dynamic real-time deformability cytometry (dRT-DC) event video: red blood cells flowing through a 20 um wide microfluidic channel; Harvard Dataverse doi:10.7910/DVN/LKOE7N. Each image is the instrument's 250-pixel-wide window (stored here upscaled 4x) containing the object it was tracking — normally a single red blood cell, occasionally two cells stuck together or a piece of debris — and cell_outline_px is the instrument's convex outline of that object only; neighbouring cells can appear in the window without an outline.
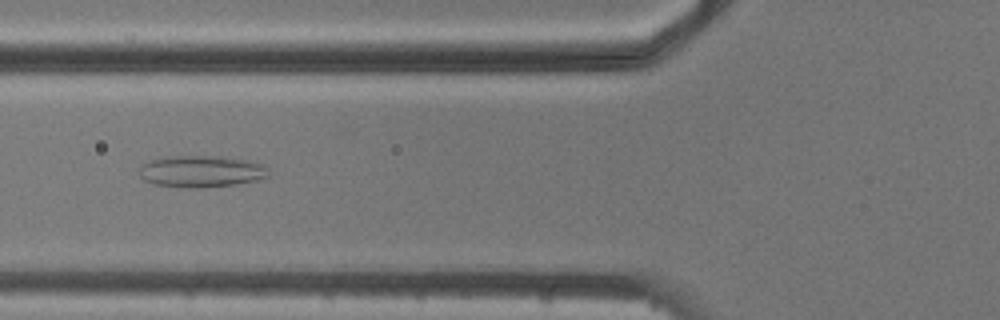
{"species": "common noctule bat (a hibernating species)", "species_latin": "Nyctalus noctula", "temperature_condition": "cold", "stored_images_in_passage": 6, "camera_frame_rate_fps": 3000, "um_per_image_px": 0.085, "animal": {"sex": "male", "body_mass_g": 20.5, "forearm_length_mm": 52.5}, "frame": {"image": 1, "passage_image": 6, "time_ms": 6.0, "image_size_px": [1000, 320], "cell_outline_px": [[268, 176], [256, 180], [236, 184], [200, 188], [188, 188], [156, 184], [144, 180], [140, 176], [140, 164], [152, 160], [168, 156], [220, 156], [244, 160], [264, 164]], "centroid_in_image_um": [17.07, 14.57], "position_along_channel_um": 108.7, "area_um2": 23.7}}